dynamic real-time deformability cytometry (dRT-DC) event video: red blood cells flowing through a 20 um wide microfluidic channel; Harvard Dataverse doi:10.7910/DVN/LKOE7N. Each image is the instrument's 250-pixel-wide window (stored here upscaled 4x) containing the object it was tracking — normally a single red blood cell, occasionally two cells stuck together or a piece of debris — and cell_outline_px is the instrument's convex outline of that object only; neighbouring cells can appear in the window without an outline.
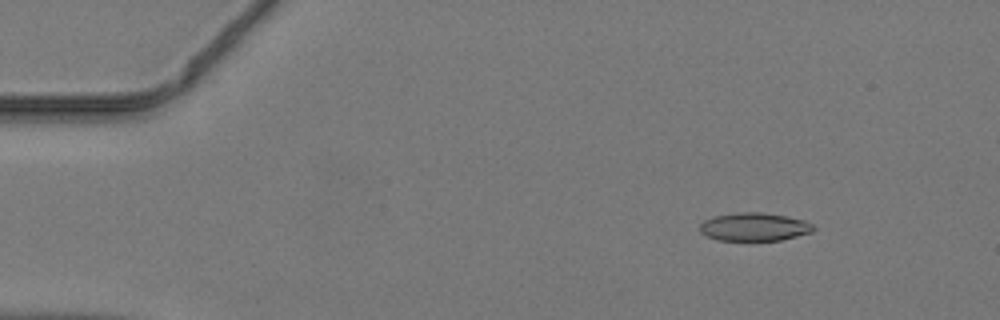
{"species": "common noctule bat (a hibernating species)", "species_latin": "Nyctalus noctula", "temperature_condition": "warm", "stored_images_in_passage": 42, "camera_frame_rate_fps": 3000, "um_per_image_px": 0.085, "animal": {"sex": "male", "body_mass_g": 19.2, "forearm_length_mm": 51.8}, "frame": {"image": 1, "passage_image": 1, "time_ms": 0.0, "image_size_px": [1000, 320], "cell_outline_px": [[816, 228], [812, 232], [780, 240], [716, 240], [700, 232], [700, 224], [704, 220], [716, 216], [736, 212], [760, 212], [788, 216], [804, 220], [812, 224]], "centroid_in_image_um": [64.12, 19.28], "position_along_channel_um": 20.9, "area_um2": 18.61}}
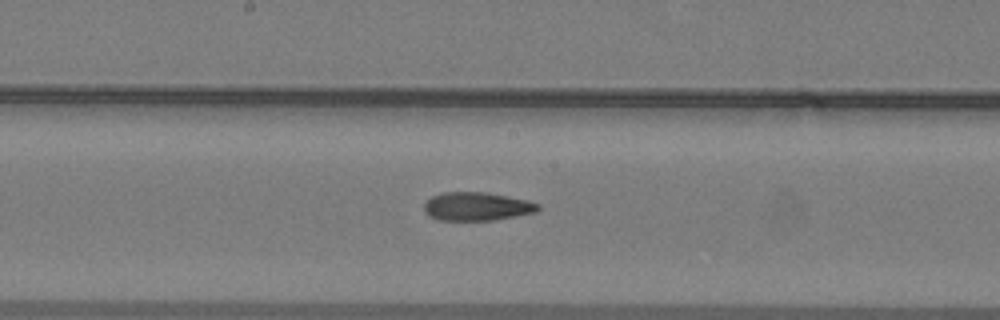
{"frame": {"image": 2, "passage_image": 20, "time_ms": 6.333, "image_size_px": [1000, 320], "cell_outline_px": [[540, 208], [536, 212], [516, 216], [492, 220], [440, 220], [428, 216], [424, 212], [424, 204], [432, 196], [444, 192], [484, 192], [528, 200], [540, 204]], "centroid_in_image_um": [40.53, 17.55], "position_along_channel_um": 207.7, "area_um2": 18.84}}
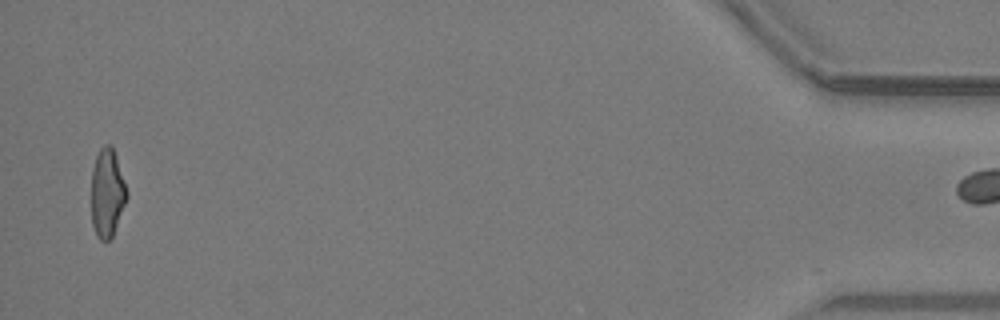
{"frame": {"image": 3, "passage_image": 41, "time_ms": 13.333, "image_size_px": [1000, 320], "cell_outline_px": [[128, 196], [112, 236], [108, 240], [100, 240], [96, 236], [92, 224], [92, 168], [96, 156], [100, 148], [104, 144], [112, 144], [128, 192]], "centroid_in_image_um": [9.11, 16.38], "position_along_channel_um": 426.1, "area_um2": 18.21}}